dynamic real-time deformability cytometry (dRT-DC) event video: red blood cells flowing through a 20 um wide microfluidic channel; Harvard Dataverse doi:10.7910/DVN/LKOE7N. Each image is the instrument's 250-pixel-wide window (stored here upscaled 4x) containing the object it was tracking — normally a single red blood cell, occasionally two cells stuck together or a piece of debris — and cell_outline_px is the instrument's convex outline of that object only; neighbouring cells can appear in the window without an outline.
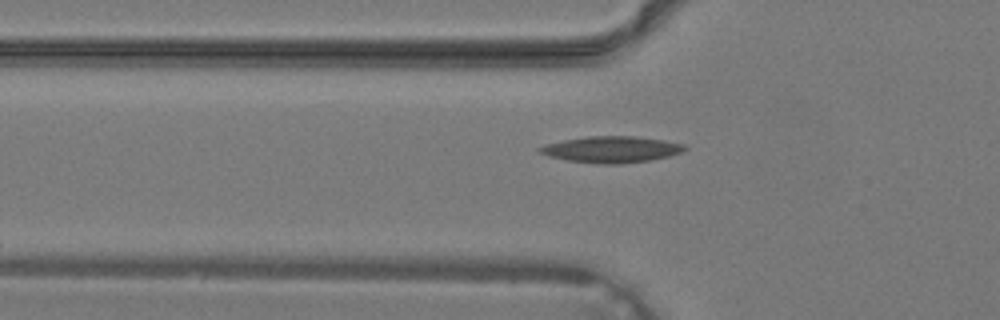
{"species": "common noctule bat (a hibernating species)", "species_latin": "Nyctalus noctula", "temperature_condition": "warm", "stored_images_in_passage": 17, "camera_frame_rate_fps": 3000, "um_per_image_px": 0.085, "animal": {"sex": "male", "body_mass_g": 19.2, "forearm_length_mm": 51.8}, "frame": {"image": 1, "passage_image": 5, "time_ms": 1.333, "image_size_px": [1000, 320], "cell_outline_px": [[688, 148], [680, 152], [668, 156], [652, 160], [620, 164], [596, 164], [568, 160], [548, 156], [536, 152], [536, 148], [548, 144], [564, 140], [588, 136], [632, 136], [664, 140], [684, 144]], "centroid_in_image_um": [51.95, 12.71], "position_along_channel_um": 73.8, "area_um2": 22.25}}
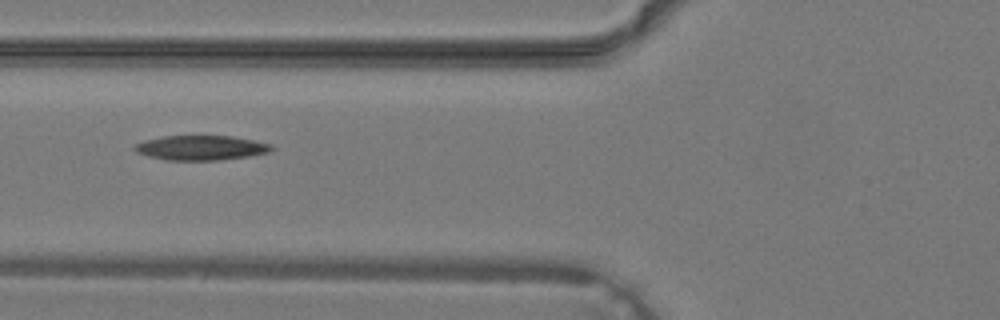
{"frame": {"image": 2, "passage_image": 7, "time_ms": 2.0, "image_size_px": [1000, 320], "cell_outline_px": [[276, 148], [268, 152], [252, 156], [216, 160], [164, 160], [148, 156], [136, 152], [132, 148], [136, 144], [144, 140], [164, 136], [232, 136], [272, 144]], "centroid_in_image_um": [17.09, 12.56], "position_along_channel_um": 108.7, "area_um2": 19.77}}
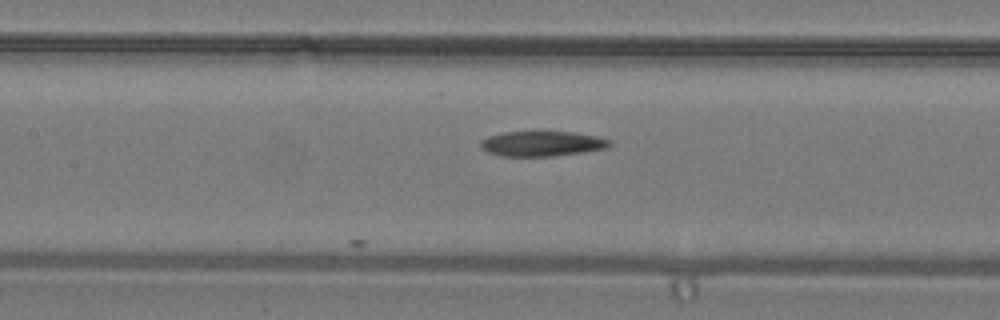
{"frame": {"image": 3, "passage_image": 10, "time_ms": 3.0, "image_size_px": [1000, 320], "cell_outline_px": [[612, 144], [608, 148], [584, 152], [556, 156], [500, 156], [488, 152], [480, 148], [480, 140], [488, 136], [504, 132], [572, 132], [600, 136], [612, 140]], "centroid_in_image_um": [46.11, 12.21], "position_along_channel_um": 161.3, "area_um2": 19.13}}